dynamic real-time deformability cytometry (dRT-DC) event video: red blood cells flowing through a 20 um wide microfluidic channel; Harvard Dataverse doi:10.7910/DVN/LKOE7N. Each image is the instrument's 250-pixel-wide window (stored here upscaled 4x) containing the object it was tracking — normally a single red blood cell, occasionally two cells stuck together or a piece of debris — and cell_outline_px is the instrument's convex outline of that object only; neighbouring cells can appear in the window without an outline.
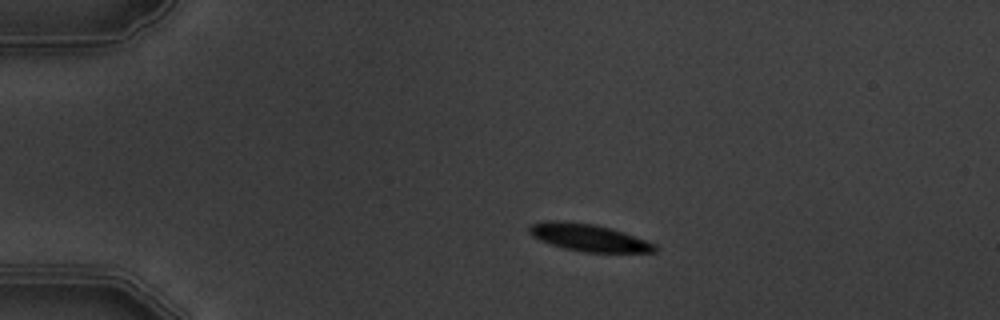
{"species": "common noctule bat (a hibernating species)", "species_latin": "Nyctalus noctula", "temperature_condition": "warm", "stored_images_in_passage": 6, "camera_frame_rate_fps": 3000, "um_per_image_px": 0.085, "animal": {"sex": "male", "body_mass_g": 19.5, "forearm_length_mm": 54.6}, "frame": {"image": 1, "passage_image": 2, "time_ms": 2.0, "image_size_px": [1000, 320], "cell_outline_px": [[660, 248], [656, 252], [584, 252], [564, 248], [540, 240], [532, 236], [528, 232], [528, 228], [532, 224], [548, 220], [560, 220], [596, 224], [612, 228], [624, 232], [656, 244]], "centroid_in_image_um": [50.06, 20.19], "position_along_channel_um": 34.9, "area_um2": 20.06}}
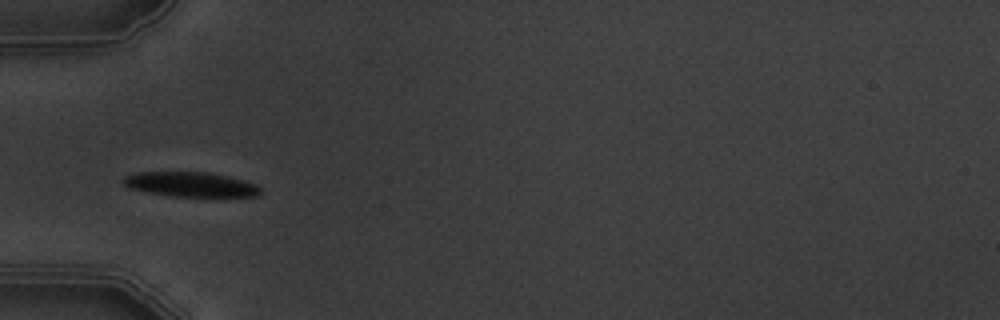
{"frame": {"image": 2, "passage_image": 4, "time_ms": 4.333, "image_size_px": [1000, 320], "cell_outline_px": [[260, 196], [168, 196], [128, 188], [124, 184], [124, 176], [136, 172], [208, 172], [228, 176], [256, 184], [260, 188]], "centroid_in_image_um": [16.19, 15.67], "position_along_channel_um": 68.8, "area_um2": 19.65}}